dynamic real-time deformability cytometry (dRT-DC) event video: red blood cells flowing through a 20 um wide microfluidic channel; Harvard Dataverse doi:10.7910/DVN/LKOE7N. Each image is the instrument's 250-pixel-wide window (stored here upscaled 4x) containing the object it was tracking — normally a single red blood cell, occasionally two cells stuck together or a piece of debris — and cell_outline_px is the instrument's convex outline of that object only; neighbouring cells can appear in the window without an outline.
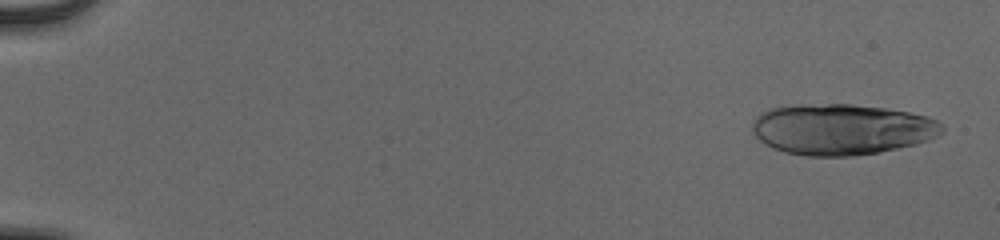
{"species": "human", "species_latin": "Homo sapiens", "temperature_condition": "cold", "stored_images_in_passage": 52, "camera_frame_rate_fps": 3000, "um_per_image_px": 0.085, "donor": {"sex": "male"}, "frame": {"image": 1, "passage_image": 2, "time_ms": 0.333, "image_size_px": [1000, 240], "cell_outline_px": [[944, 132], [928, 140], [916, 144], [880, 152], [852, 156], [804, 156], [784, 152], [772, 148], [760, 140], [752, 132], [752, 124], [756, 116], [768, 108], [800, 104], [852, 104], [884, 108], [908, 112], [928, 116], [944, 124]], "centroid_in_image_um": [71.54, 10.99], "position_along_channel_um": 13.5, "area_um2": 56.7}}
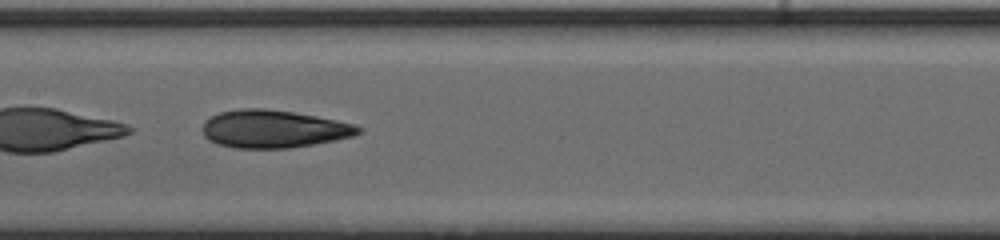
{"frame": {"image": 2, "passage_image": 29, "time_ms": 9.333, "image_size_px": [1000, 240], "cell_outline_px": [[364, 128], [360, 132], [352, 136], [336, 140], [288, 148], [236, 148], [216, 144], [208, 140], [204, 136], [204, 120], [220, 112], [240, 108], [264, 108], [292, 112], [316, 116], [336, 120], [352, 124]], "centroid_in_image_um": [23.23, 10.96], "position_along_channel_um": 184.2, "area_um2": 34.16}}
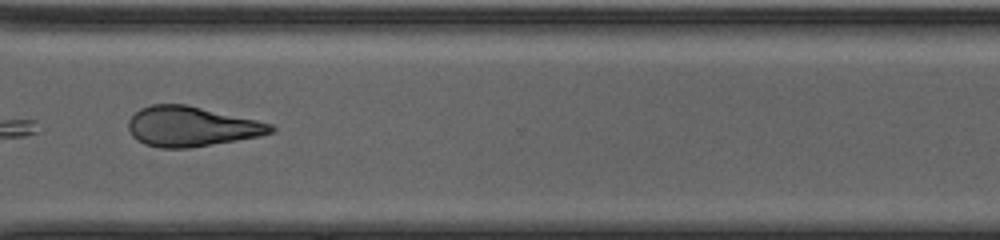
{"frame": {"image": 3, "passage_image": 42, "time_ms": 13.667, "image_size_px": [1000, 240], "cell_outline_px": [[276, 128], [272, 132], [260, 136], [188, 148], [160, 148], [144, 144], [136, 140], [132, 136], [128, 128], [128, 120], [140, 108], [152, 104], [184, 104], [256, 120], [272, 124]], "centroid_in_image_um": [16.23, 10.75], "position_along_channel_um": 354.4, "area_um2": 32.95}, "authors_computed_cell_mechanics": {"area_um2": 35.3447, "velocity_mm_per_s": 3.9239, "shape_relaxation_time_tau1_ms": 6.4169, "shape_relaxation_time_tau2_ms": 4.4029, "deformation_change_tau1": 0.1391, "deformation_change_tau2": 0.081}}